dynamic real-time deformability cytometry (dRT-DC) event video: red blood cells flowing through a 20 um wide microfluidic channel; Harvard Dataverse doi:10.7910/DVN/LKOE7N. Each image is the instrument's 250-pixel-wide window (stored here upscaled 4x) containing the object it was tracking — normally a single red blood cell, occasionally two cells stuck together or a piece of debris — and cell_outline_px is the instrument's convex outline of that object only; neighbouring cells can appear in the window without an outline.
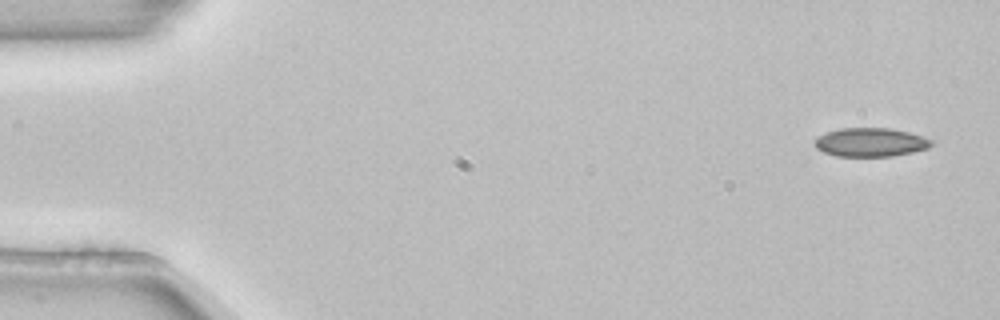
{"species": "common noctule bat (a hibernating species)", "species_latin": "Nyctalus noctula", "temperature_condition": "room temperature", "stored_images_in_passage": 4, "camera_frame_rate_fps": 3000, "um_per_image_px": 0.085, "animal": {"sex": "female", "body_mass_g": 22.7, "forearm_length_mm": 54.2}, "frame": {"image": 1, "passage_image": 1, "time_ms": 0.0, "image_size_px": [1000, 320], "cell_outline_px": [[932, 144], [928, 148], [912, 152], [892, 156], [836, 156], [824, 152], [816, 148], [812, 140], [816, 136], [840, 128], [888, 128], [908, 132], [932, 140]], "centroid_in_image_um": [73.94, 12.09], "position_along_channel_um": 11.1, "area_um2": 19.48}}
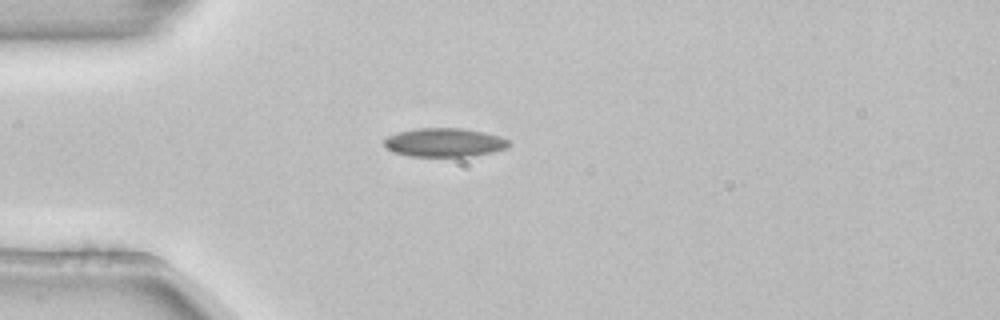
{"frame": {"image": 2, "passage_image": 4, "time_ms": 1.0, "image_size_px": [1000, 320], "cell_outline_px": [[512, 144], [508, 148], [492, 152], [472, 156], [408, 156], [392, 152], [384, 144], [384, 140], [388, 136], [396, 132], [416, 128], [460, 128], [484, 132], [500, 136], [508, 140]], "centroid_in_image_um": [37.78, 12.11], "position_along_channel_um": 47.2, "area_um2": 20.98}}